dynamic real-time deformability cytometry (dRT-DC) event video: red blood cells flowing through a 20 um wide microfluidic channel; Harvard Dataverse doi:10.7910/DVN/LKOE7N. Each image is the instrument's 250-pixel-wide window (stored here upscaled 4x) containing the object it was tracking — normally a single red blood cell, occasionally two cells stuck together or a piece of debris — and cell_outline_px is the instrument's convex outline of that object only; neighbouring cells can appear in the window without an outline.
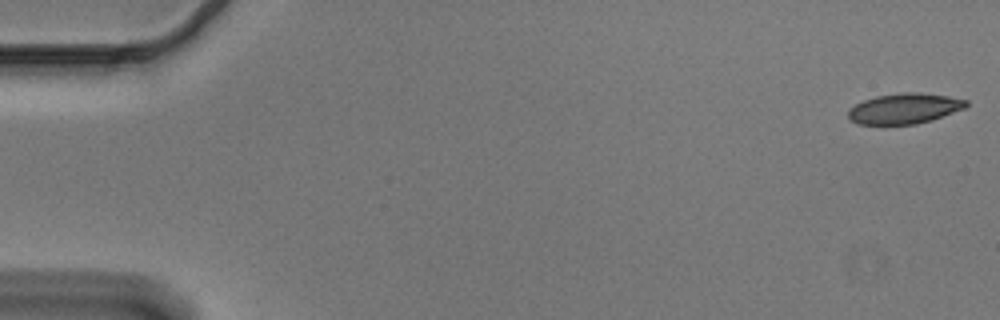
{"species": "Egyptian fruit bat (a non-hibernating species)", "species_latin": "Rousettus aegyptiacus", "temperature_condition": "cold", "stored_images_in_passage": 54, "camera_frame_rate_fps": 3000, "um_per_image_px": 0.085, "animal": {"sex": "male"}, "frame": {"image": 1, "passage_image": 1, "time_ms": 0.0, "image_size_px": [1000, 320], "cell_outline_px": [[968, 104], [964, 108], [932, 120], [916, 124], [856, 124], [848, 116], [848, 108], [864, 100], [876, 96], [904, 92], [920, 92], [948, 96], [968, 100]], "centroid_in_image_um": [76.87, 9.22], "position_along_channel_um": 8.1, "area_um2": 20.87}}
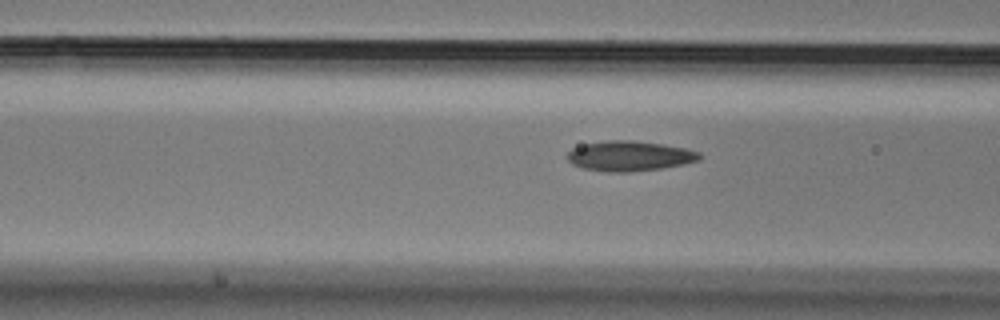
{"frame": {"image": 2, "passage_image": 21, "time_ms": 6.667, "image_size_px": [1000, 320], "cell_outline_px": [[704, 156], [700, 160], [684, 164], [660, 168], [628, 172], [608, 172], [584, 168], [572, 164], [568, 160], [568, 152], [572, 148], [584, 144], [604, 140], [632, 140], [664, 144], [684, 148], [700, 152]], "centroid_in_image_um": [53.54, 13.25], "position_along_channel_um": 113.1, "area_um2": 23.24}}
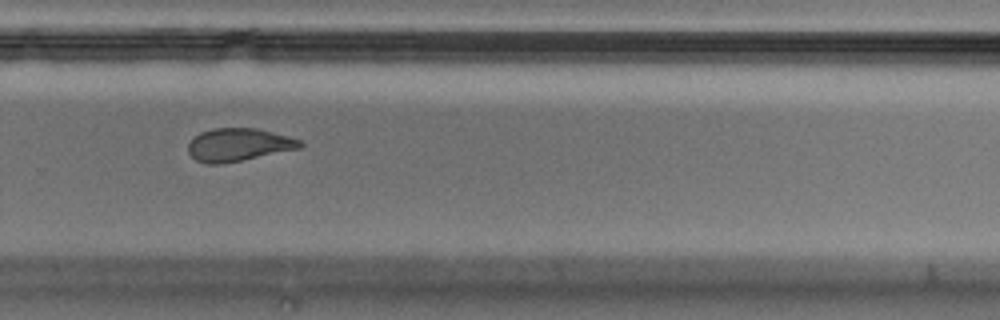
{"frame": {"image": 3, "passage_image": 37, "time_ms": 12.0, "image_size_px": [1000, 320], "cell_outline_px": [[304, 144], [300, 148], [224, 164], [208, 164], [196, 160], [188, 152], [188, 144], [200, 132], [212, 128], [256, 128], [288, 136], [300, 140]], "centroid_in_image_um": [20.27, 12.31], "position_along_channel_um": 309.5, "area_um2": 21.39}, "authors_computed_cell_mechanics": {"area_um2": 22.2241, "velocity_mm_per_s": 3.6808, "shape_relaxation_time_tau1_ms": 9.8858, "shape_relaxation_time_tau2_ms": 2.4519, "deformation_change_tau1": 0.2067, "deformation_change_tau2": 0.0847}}